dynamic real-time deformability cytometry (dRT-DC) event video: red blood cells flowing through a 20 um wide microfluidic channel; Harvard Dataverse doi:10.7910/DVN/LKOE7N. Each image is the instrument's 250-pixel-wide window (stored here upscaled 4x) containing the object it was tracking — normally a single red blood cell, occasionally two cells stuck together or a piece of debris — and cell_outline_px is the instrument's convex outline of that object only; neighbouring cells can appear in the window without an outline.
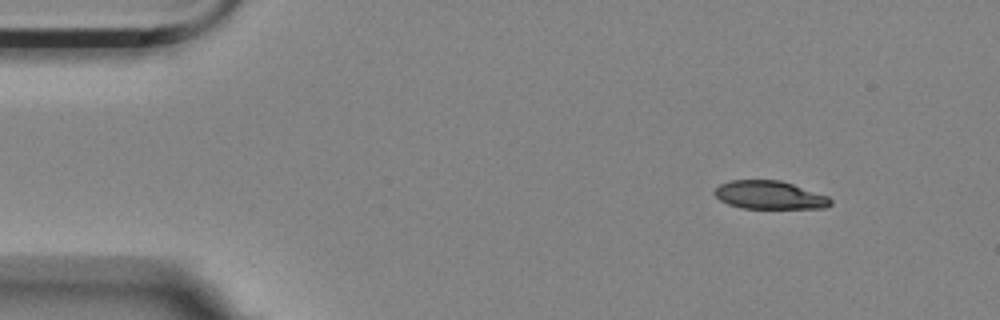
{"species": "Egyptian fruit bat (a non-hibernating species)", "species_latin": "Rousettus aegyptiacus", "temperature_condition": "room temperature", "stored_images_in_passage": 5, "camera_frame_rate_fps": 3000, "um_per_image_px": 0.085, "animal": {"sex": "female"}, "frame": {"image": 1, "passage_image": 1, "time_ms": 0.0, "image_size_px": [1000, 320], "cell_outline_px": [[832, 204], [824, 208], [744, 208], [728, 204], [720, 200], [712, 192], [720, 184], [728, 180], [780, 180], [828, 196], [832, 200]], "centroid_in_image_um": [65.39, 16.57], "position_along_channel_um": 19.6, "area_um2": 19.02}}
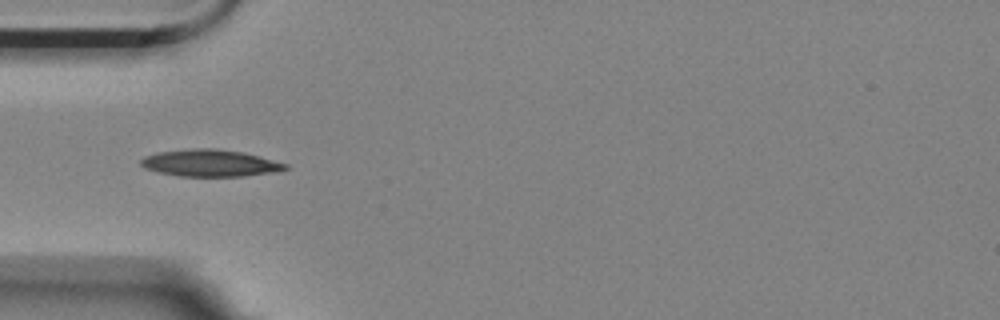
{"frame": {"image": 2, "passage_image": 4, "time_ms": 1.0, "image_size_px": [1000, 320], "cell_outline_px": [[288, 168], [276, 172], [244, 176], [180, 176], [160, 172], [144, 168], [140, 164], [140, 160], [144, 156], [156, 152], [192, 148], [212, 148], [244, 152], [260, 156], [288, 164]], "centroid_in_image_um": [17.86, 13.85], "position_along_channel_um": 67.1, "area_um2": 22.77}}